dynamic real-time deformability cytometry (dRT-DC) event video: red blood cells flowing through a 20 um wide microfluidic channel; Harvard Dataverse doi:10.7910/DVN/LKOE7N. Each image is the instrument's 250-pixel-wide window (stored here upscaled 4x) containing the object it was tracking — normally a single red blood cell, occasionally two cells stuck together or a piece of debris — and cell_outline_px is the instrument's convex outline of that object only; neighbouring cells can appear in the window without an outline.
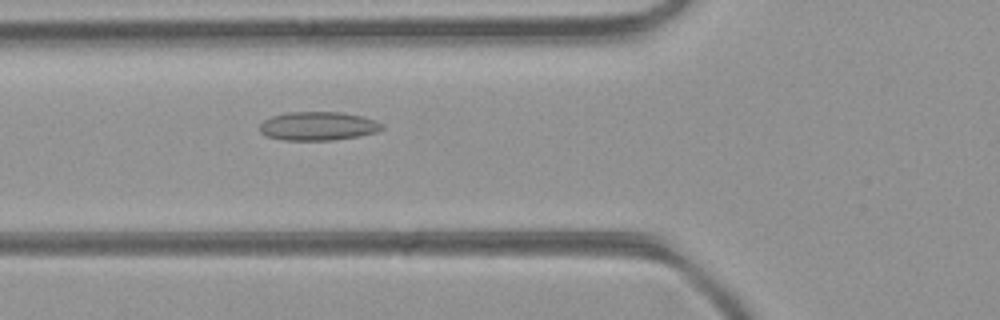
{"species": "common noctule bat (a hibernating species)", "species_latin": "Nyctalus noctula", "temperature_condition": "room temperature", "stored_images_in_passage": 30, "camera_frame_rate_fps": 3000, "um_per_image_px": 0.085, "animal": {"sex": "female", "body_mass_g": 21.9}, "frame": {"image": 1, "passage_image": 4, "time_ms": 1.0, "image_size_px": [1000, 320], "cell_outline_px": [[384, 128], [376, 132], [360, 136], [332, 140], [284, 140], [268, 136], [260, 132], [260, 124], [264, 120], [272, 116], [288, 112], [340, 112], [360, 116], [376, 120], [384, 124]], "centroid_in_image_um": [27.06, 10.71], "position_along_channel_um": 98.7, "area_um2": 20.4}}
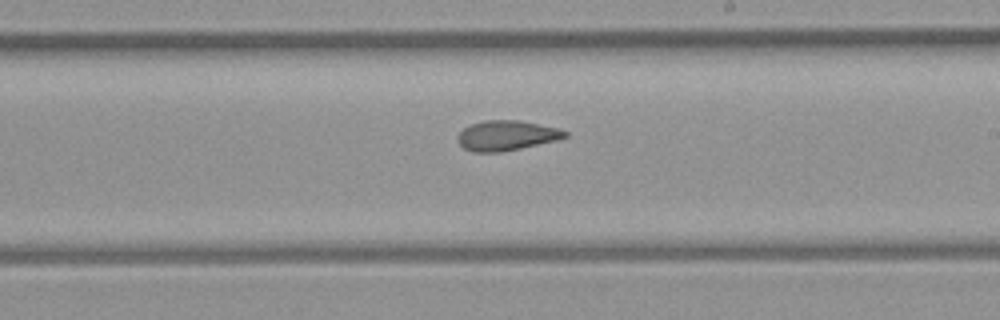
{"frame": {"image": 2, "passage_image": 14, "time_ms": 4.333, "image_size_px": [1000, 320], "cell_outline_px": [[568, 136], [556, 140], [520, 148], [500, 152], [472, 152], [464, 148], [456, 140], [456, 136], [464, 128], [472, 124], [484, 120], [520, 120], [560, 128], [568, 132]], "centroid_in_image_um": [43.05, 11.51], "position_along_channel_um": 246.0, "area_um2": 18.79}}
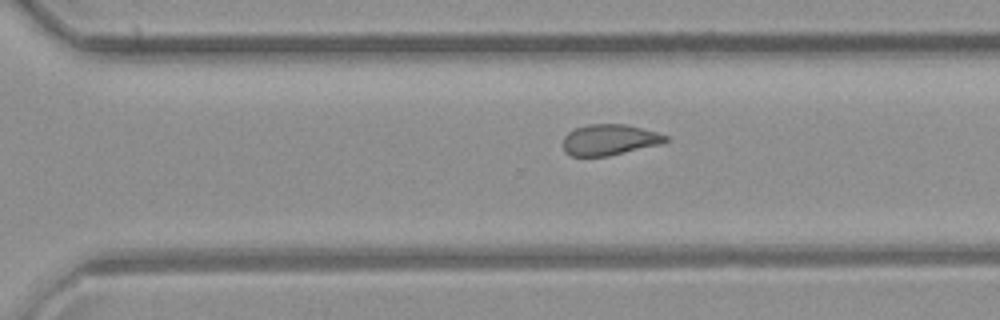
{"frame": {"image": 3, "passage_image": 19, "time_ms": 6.0, "image_size_px": [1000, 320], "cell_outline_px": [[668, 140], [660, 144], [608, 156], [572, 156], [564, 152], [564, 136], [568, 132], [576, 128], [588, 124], [628, 124], [656, 132], [668, 136]], "centroid_in_image_um": [51.79, 11.87], "position_along_channel_um": 318.8, "area_um2": 18.38}, "authors_computed_cell_mechanics": {"area_um2": 19.0162, "velocity_mm_per_s": 4.3995, "shape_relaxation_time_tau1_ms": null, "shape_relaxation_time_tau2_ms": 3.1393, "deformation_change_tau1": null, "deformation_change_tau2": 0.095}}